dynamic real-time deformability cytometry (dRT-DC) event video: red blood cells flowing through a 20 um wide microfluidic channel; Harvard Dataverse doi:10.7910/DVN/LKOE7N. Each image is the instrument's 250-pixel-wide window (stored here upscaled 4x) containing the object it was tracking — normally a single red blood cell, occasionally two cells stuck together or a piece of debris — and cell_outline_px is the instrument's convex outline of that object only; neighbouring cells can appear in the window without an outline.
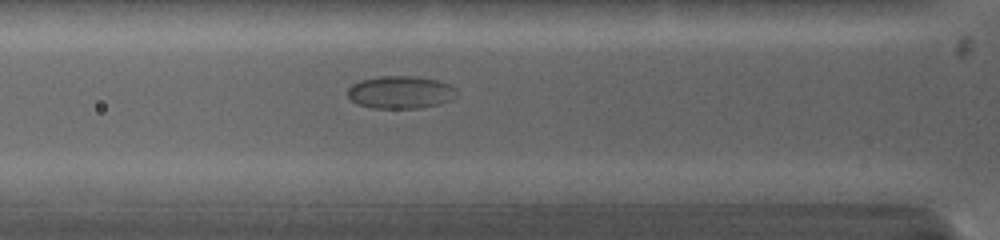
{"species": "common noctule bat (a hibernating species)", "species_latin": "Nyctalus noctula", "temperature_condition": "warm", "stored_images_in_passage": 11, "camera_frame_rate_fps": 5000, "um_per_image_px": 0.085, "animal": {"sex": "female", "body_mass_g": 19.0, "forearm_length_mm": 53.3}, "frame": {"image": 1, "passage_image": 5, "time_ms": 2.4, "image_size_px": [1000, 240], "cell_outline_px": [[456, 96], [452, 100], [440, 104], [420, 108], [372, 108], [356, 104], [348, 96], [348, 88], [352, 84], [360, 80], [380, 76], [416, 76], [436, 80], [448, 84], [456, 88]], "centroid_in_image_um": [34.04, 7.85], "position_along_channel_um": 91.8, "area_um2": 20.87}}